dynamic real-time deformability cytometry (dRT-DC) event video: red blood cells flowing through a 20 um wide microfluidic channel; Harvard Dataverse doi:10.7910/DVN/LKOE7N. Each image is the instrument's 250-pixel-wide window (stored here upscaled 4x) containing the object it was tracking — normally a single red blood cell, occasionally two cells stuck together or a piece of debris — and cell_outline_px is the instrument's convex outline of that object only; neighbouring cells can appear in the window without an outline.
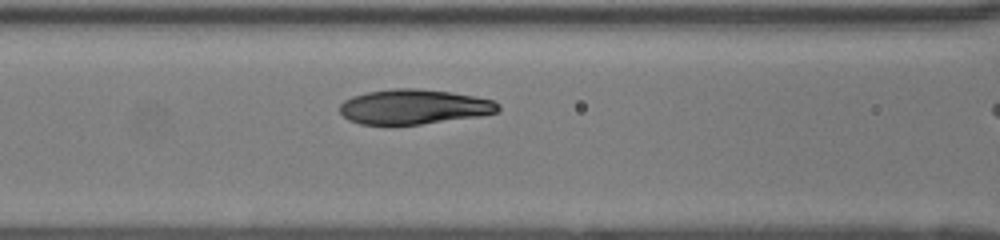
{"species": "human", "species_latin": "Homo sapiens", "temperature_condition": "room temperature", "stored_images_in_passage": 16, "camera_frame_rate_fps": 3000, "um_per_image_px": 0.085, "donor": {"sex": "female"}, "frame": {"image": 1, "passage_image": 12, "time_ms": 3.667, "image_size_px": [1000, 240], "cell_outline_px": [[500, 112], [480, 116], [420, 124], [360, 124], [348, 120], [340, 112], [340, 104], [344, 100], [352, 96], [368, 92], [396, 88], [416, 88], [452, 92], [496, 100], [500, 104]], "centroid_in_image_um": [35.23, 9.07], "position_along_channel_um": 131.4, "area_um2": 32.25}}